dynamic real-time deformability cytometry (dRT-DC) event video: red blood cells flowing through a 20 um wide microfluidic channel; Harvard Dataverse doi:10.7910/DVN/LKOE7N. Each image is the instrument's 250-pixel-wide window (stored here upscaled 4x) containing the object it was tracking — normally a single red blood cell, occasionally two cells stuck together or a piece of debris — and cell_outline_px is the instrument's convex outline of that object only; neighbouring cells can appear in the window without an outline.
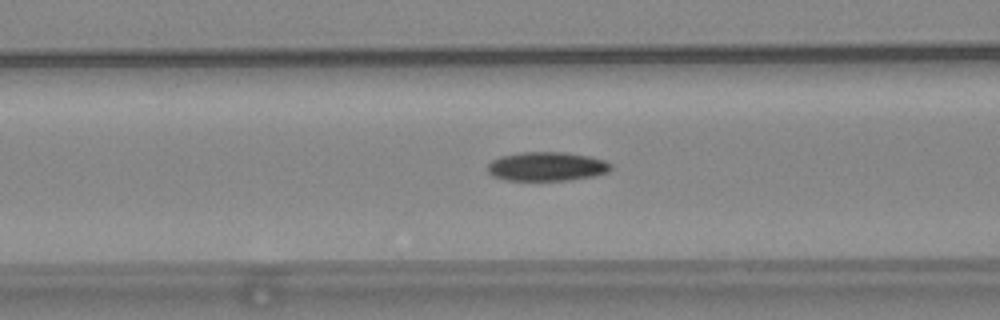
{"species": "common noctule bat (a hibernating species)", "species_latin": "Nyctalus noctula", "temperature_condition": "warm", "stored_images_in_passage": 55, "camera_frame_rate_fps": 3000, "um_per_image_px": 0.085, "animal": {"sex": "female", "body_mass_g": 24.6, "forearm_length_mm": 56.2}, "frame": {"image": 1, "passage_image": 22, "time_ms": 7.0, "image_size_px": [1000, 320], "cell_outline_px": [[612, 168], [608, 172], [596, 176], [572, 180], [508, 180], [492, 176], [488, 172], [488, 164], [492, 160], [500, 156], [520, 152], [564, 152], [588, 156], [604, 160], [612, 164]], "centroid_in_image_um": [46.49, 14.15], "position_along_channel_um": 120.1, "area_um2": 20.98}}
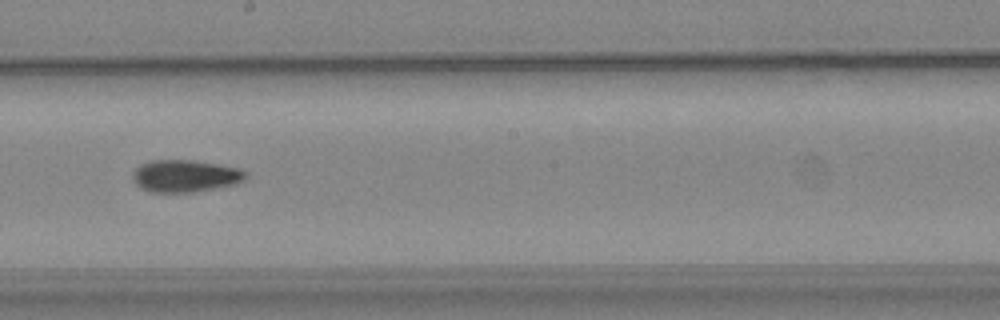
{"frame": {"image": 2, "passage_image": 31, "time_ms": 10.0, "image_size_px": [1000, 320], "cell_outline_px": [[248, 176], [244, 180], [236, 184], [216, 188], [192, 192], [148, 192], [140, 188], [132, 180], [132, 172], [140, 164], [152, 160], [192, 160], [240, 168], [248, 172]], "centroid_in_image_um": [15.74, 14.96], "position_along_channel_um": 232.5, "area_um2": 21.44}}
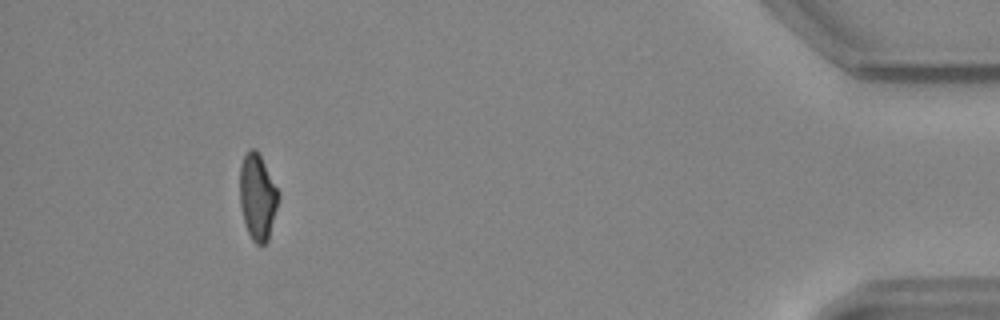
{"frame": {"image": 3, "passage_image": 51, "time_ms": 16.667, "image_size_px": [1000, 320], "cell_outline_px": [[280, 196], [268, 240], [264, 244], [256, 244], [252, 240], [244, 224], [240, 204], [240, 164], [248, 148], [256, 148], [280, 192]], "centroid_in_image_um": [21.89, 16.72], "position_along_channel_um": 413.3, "area_um2": 19.54}, "authors_computed_cell_mechanics": {"area_um2": 20.0566, "velocity_mm_per_s": 3.7407, "shape_relaxation_time_tau1_ms": 6.7452, "shape_relaxation_time_tau2_ms": 6.0608, "deformation_change_tau1": 0.1763, "deformation_change_tau2": 0.1225}}